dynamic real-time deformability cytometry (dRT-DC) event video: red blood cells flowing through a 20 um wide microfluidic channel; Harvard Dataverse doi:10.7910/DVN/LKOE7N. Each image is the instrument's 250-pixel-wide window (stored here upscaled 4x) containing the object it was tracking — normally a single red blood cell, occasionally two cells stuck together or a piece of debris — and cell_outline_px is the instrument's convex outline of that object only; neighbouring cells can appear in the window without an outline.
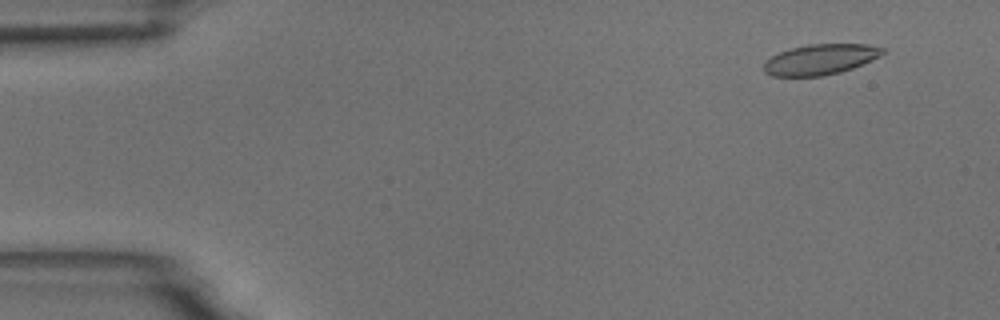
{"species": "common noctule bat (a hibernating species)", "species_latin": "Nyctalus noctula", "temperature_condition": "room temperature", "stored_images_in_passage": 55, "camera_frame_rate_fps": 3000, "um_per_image_px": 0.085, "animal": {"sex": "male", "body_mass_g": 18.8}, "frame": {"image": 1, "passage_image": 5, "time_ms": 1.333, "image_size_px": [1000, 320], "cell_outline_px": [[884, 52], [880, 56], [872, 60], [852, 68], [840, 72], [824, 76], [772, 76], [764, 72], [764, 60], [780, 52], [792, 48], [808, 44], [868, 44], [884, 48]], "centroid_in_image_um": [69.72, 5.05], "position_along_channel_um": 15.3, "area_um2": 21.1}}
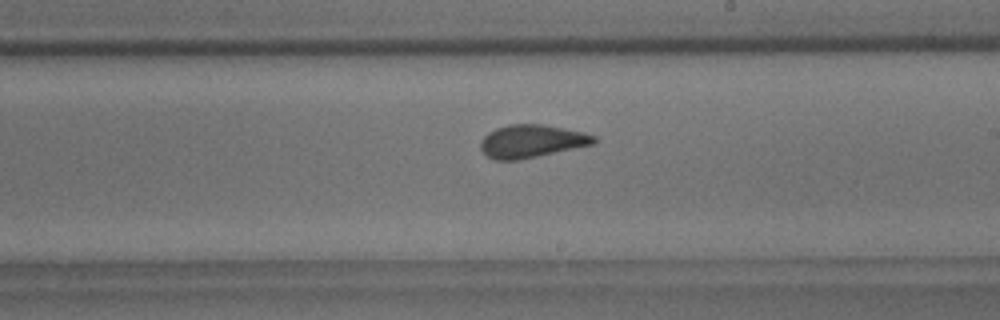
{"frame": {"image": 2, "passage_image": 32, "time_ms": 10.333, "image_size_px": [1000, 320], "cell_outline_px": [[596, 140], [592, 144], [520, 160], [496, 160], [488, 156], [480, 148], [480, 140], [488, 132], [496, 128], [508, 124], [544, 124], [584, 132], [596, 136]], "centroid_in_image_um": [45.16, 11.99], "position_along_channel_um": 243.8, "area_um2": 21.68}}
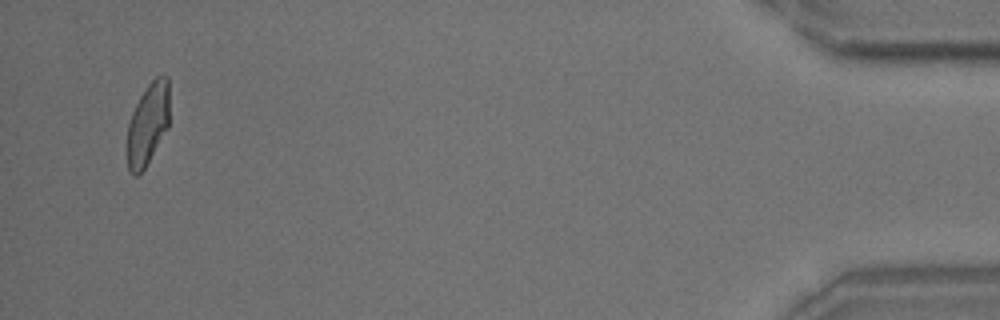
{"frame": {"image": 3, "passage_image": 53, "time_ms": 17.333, "image_size_px": [1000, 320], "cell_outline_px": [[168, 128], [144, 168], [136, 176], [132, 176], [128, 168], [128, 124], [132, 112], [140, 96], [148, 84], [156, 76], [168, 76]], "centroid_in_image_um": [12.56, 10.53], "position_along_channel_um": 422.6, "area_um2": 19.83}, "authors_computed_cell_mechanics": {"area_um2": 21.7906, "velocity_mm_per_s": 3.7039, "shape_relaxation_time_tau1_ms": 3.2832, "shape_relaxation_time_tau2_ms": 1.1736, "deformation_change_tau1": 0.126, "deformation_change_tau2": 0.0748}}